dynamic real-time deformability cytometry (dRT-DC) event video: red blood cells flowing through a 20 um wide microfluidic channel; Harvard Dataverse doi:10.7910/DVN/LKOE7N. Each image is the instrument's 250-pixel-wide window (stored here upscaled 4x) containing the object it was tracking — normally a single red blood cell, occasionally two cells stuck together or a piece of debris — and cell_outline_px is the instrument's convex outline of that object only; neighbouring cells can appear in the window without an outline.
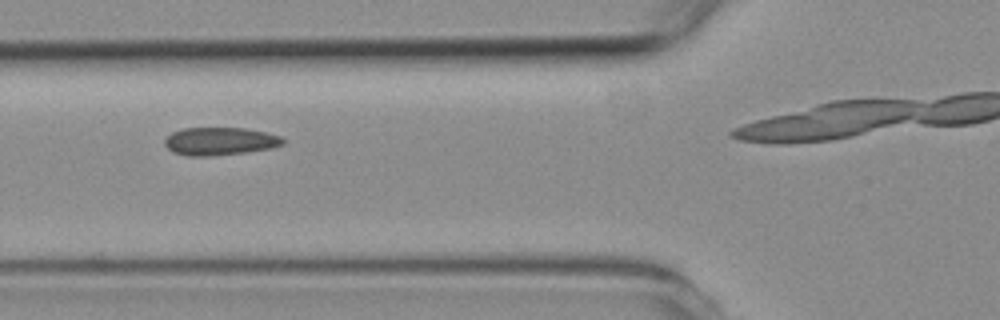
{"species": "common noctule bat (a hibernating species)", "species_latin": "Nyctalus noctula", "temperature_condition": "room temperature", "stored_images_in_passage": 6, "camera_frame_rate_fps": 3000, "um_per_image_px": 0.085, "animal": {"sex": "female", "body_mass_g": 19.3, "forearm_length_mm": 54.1}, "frame": {"image": 1, "passage_image": 2, "time_ms": 1.0, "image_size_px": [1000, 320], "cell_outline_px": [[284, 144], [272, 148], [244, 152], [212, 156], [188, 156], [172, 152], [164, 144], [164, 140], [172, 132], [184, 128], [244, 128], [264, 132], [280, 136], [284, 140]], "centroid_in_image_um": [18.67, 12.01], "position_along_channel_um": 107.1, "area_um2": 19.13}}
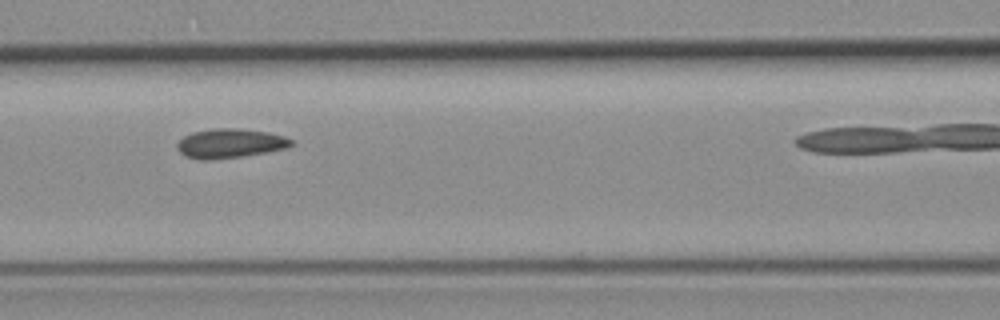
{"frame": {"image": 2, "passage_image": 3, "time_ms": 2.0, "image_size_px": [1000, 320], "cell_outline_px": [[296, 144], [288, 148], [244, 156], [212, 160], [200, 160], [184, 156], [176, 148], [176, 144], [184, 136], [192, 132], [216, 128], [236, 128], [268, 132], [284, 136], [292, 140]], "centroid_in_image_um": [19.56, 12.19], "position_along_channel_um": 147.0, "area_um2": 19.71}}